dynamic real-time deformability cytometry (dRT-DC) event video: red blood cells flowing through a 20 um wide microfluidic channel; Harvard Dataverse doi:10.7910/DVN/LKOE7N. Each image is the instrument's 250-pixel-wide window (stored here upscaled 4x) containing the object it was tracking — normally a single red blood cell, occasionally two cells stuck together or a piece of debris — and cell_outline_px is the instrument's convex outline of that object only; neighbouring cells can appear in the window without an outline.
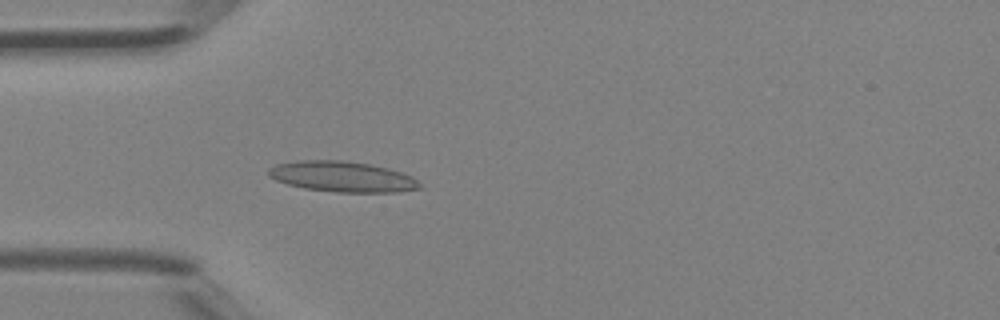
{"species": "Egyptian fruit bat (a non-hibernating species)", "species_latin": "Rousettus aegyptiacus", "temperature_condition": "room temperature", "stored_images_in_passage": 4, "camera_frame_rate_fps": 3000, "um_per_image_px": 0.085, "animal": {"sex": "female"}, "frame": {"image": 1, "passage_image": 4, "time_ms": 1.0, "image_size_px": [1000, 320], "cell_outline_px": [[420, 188], [400, 192], [336, 192], [304, 188], [288, 184], [276, 180], [268, 176], [268, 168], [276, 164], [296, 160], [340, 160], [368, 164], [388, 168], [412, 176], [420, 184]], "centroid_in_image_um": [29.06, 15.01], "position_along_channel_um": 55.9, "area_um2": 26.88}}